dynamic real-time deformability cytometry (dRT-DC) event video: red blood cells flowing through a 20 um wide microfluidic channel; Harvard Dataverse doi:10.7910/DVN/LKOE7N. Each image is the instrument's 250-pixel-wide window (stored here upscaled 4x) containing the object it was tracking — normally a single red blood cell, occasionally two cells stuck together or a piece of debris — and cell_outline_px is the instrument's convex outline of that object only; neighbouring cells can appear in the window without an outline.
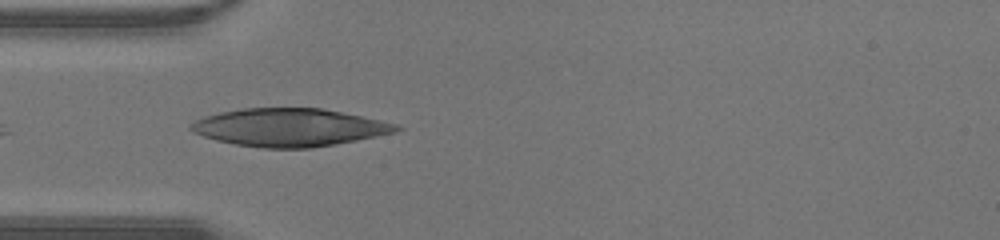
{"species": "human", "species_latin": "Homo sapiens", "temperature_condition": "warm", "stored_images_in_passage": 29, "camera_frame_rate_fps": 3000, "um_per_image_px": 0.085, "donor": {"sex": "male"}, "frame": {"image": 1, "passage_image": 1, "time_ms": 0.0, "image_size_px": [1000, 240], "cell_outline_px": [[404, 128], [396, 132], [336, 144], [312, 148], [264, 148], [236, 144], [216, 140], [192, 132], [188, 128], [196, 120], [204, 116], [220, 112], [240, 108], [320, 108], [380, 120], [396, 124]], "centroid_in_image_um": [24.57, 10.83], "position_along_channel_um": 60.4, "area_um2": 45.08}}
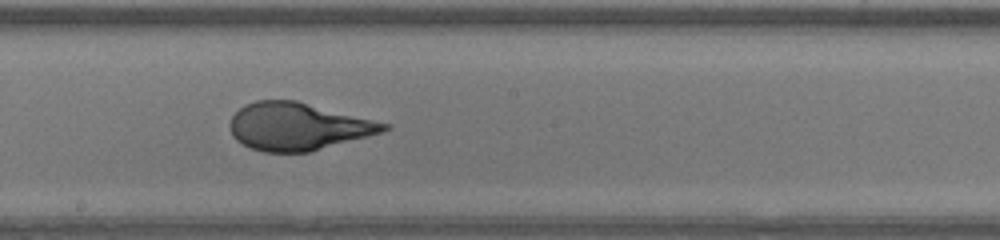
{"frame": {"image": 2, "passage_image": 11, "time_ms": 3.333, "image_size_px": [1000, 240], "cell_outline_px": [[392, 128], [384, 132], [308, 152], [264, 152], [252, 148], [236, 140], [232, 136], [228, 124], [232, 116], [244, 104], [256, 100], [296, 100], [392, 124]], "centroid_in_image_um": [25.34, 10.74], "position_along_channel_um": 222.9, "area_um2": 42.77}}
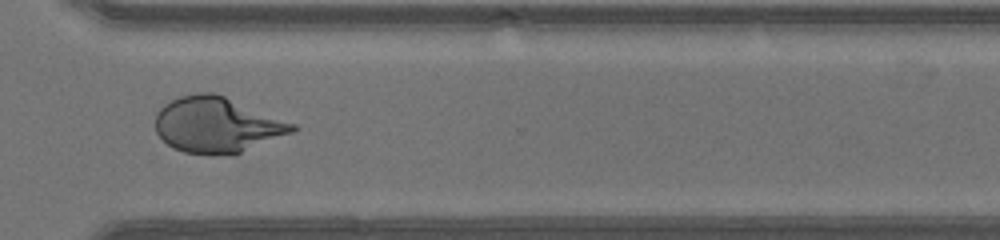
{"frame": {"image": 3, "passage_image": 19, "time_ms": 6.0, "image_size_px": [1000, 240], "cell_outline_px": [[296, 128], [292, 132], [240, 152], [220, 156], [208, 156], [184, 152], [172, 148], [156, 132], [156, 112], [164, 104], [180, 96], [200, 92], [216, 92], [296, 124]], "centroid_in_image_um": [18.41, 10.61], "position_along_channel_um": 352.2, "area_um2": 44.33}}